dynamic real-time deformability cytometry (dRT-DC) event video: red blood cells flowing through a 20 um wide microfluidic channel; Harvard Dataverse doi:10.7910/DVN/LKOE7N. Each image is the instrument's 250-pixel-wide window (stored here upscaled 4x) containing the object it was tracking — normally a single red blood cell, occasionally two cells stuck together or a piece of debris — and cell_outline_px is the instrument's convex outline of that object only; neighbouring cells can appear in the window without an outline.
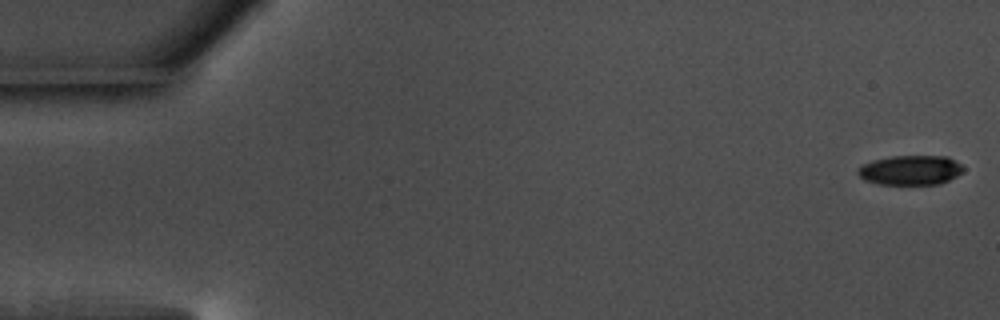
{"species": "common noctule bat (a hibernating species)", "species_latin": "Nyctalus noctula", "temperature_condition": "warm", "stored_images_in_passage": 56, "camera_frame_rate_fps": 3000, "um_per_image_px": 0.085, "animal": {"sex": "male", "body_mass_g": 17.5, "forearm_length_mm": 52.3}, "frame": {"image": 1, "passage_image": 1, "time_ms": 0.0, "image_size_px": [1000, 320], "cell_outline_px": [[964, 168], [956, 176], [940, 184], [880, 184], [864, 180], [856, 172], [864, 164], [872, 160], [892, 156], [948, 156], [960, 164]], "centroid_in_image_um": [77.38, 14.46], "position_along_channel_um": 7.6, "area_um2": 18.03}}
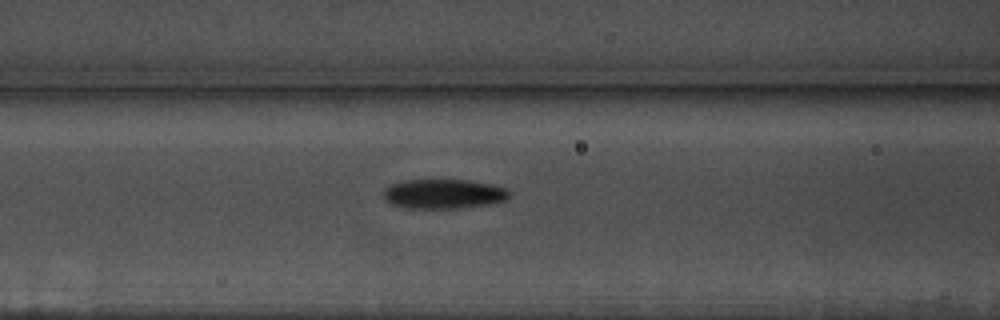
{"frame": {"image": 2, "passage_image": 23, "time_ms": 7.333, "image_size_px": [1000, 320], "cell_outline_px": [[508, 196], [504, 200], [488, 204], [456, 208], [408, 208], [392, 204], [384, 196], [384, 188], [392, 184], [404, 180], [468, 180], [508, 188]], "centroid_in_image_um": [37.69, 16.47], "position_along_channel_um": 128.9, "area_um2": 21.27}}
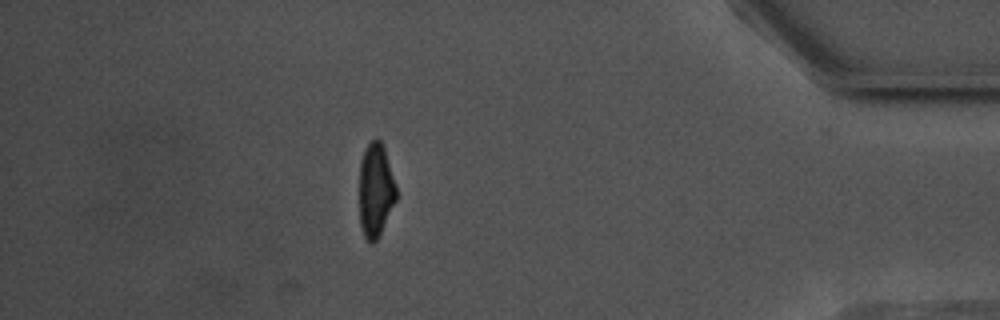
{"frame": {"image": 3, "passage_image": 49, "time_ms": 16.0, "image_size_px": [1000, 320], "cell_outline_px": [[396, 200], [376, 240], [372, 244], [364, 236], [360, 224], [360, 160], [364, 148], [372, 140], [380, 140], [384, 144], [396, 184]], "centroid_in_image_um": [31.93, 16.1], "position_along_channel_um": 403.3, "area_um2": 20.11}, "authors_computed_cell_mechanics": {"area_um2": 21.097, "velocity_mm_per_s": 3.6796, "shape_relaxation_time_tau1_ms": 3.6604, "shape_relaxation_time_tau2_ms": 2.9081, "deformation_change_tau1": 0.1424, "deformation_change_tau2": 0.0981}}